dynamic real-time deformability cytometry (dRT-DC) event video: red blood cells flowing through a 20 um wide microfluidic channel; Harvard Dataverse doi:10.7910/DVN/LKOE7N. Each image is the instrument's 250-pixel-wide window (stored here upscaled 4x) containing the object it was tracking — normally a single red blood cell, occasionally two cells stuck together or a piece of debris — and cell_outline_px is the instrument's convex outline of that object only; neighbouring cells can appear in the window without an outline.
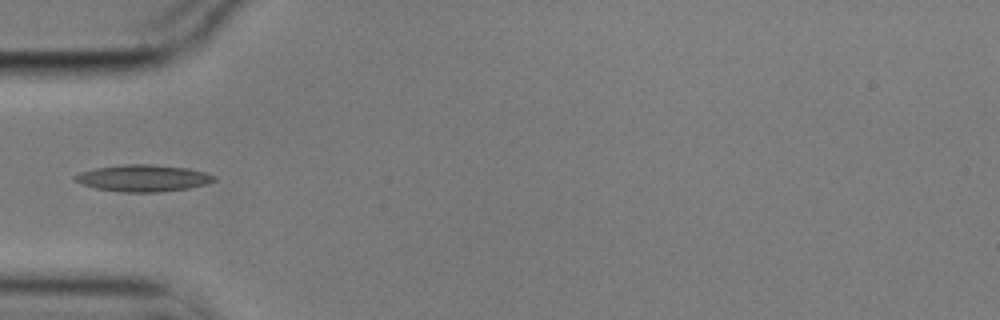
{"species": "common noctule bat (a hibernating species)", "species_latin": "Nyctalus noctula", "temperature_condition": "cold", "stored_images_in_passage": 6, "camera_frame_rate_fps": 3000, "um_per_image_px": 0.085, "animal": {"sex": "male", "body_mass_g": 17.9}, "frame": {"image": 1, "passage_image": 6, "time_ms": 1.667, "image_size_px": [1000, 320], "cell_outline_px": [[216, 180], [204, 184], [188, 188], [160, 192], [124, 192], [96, 188], [80, 184], [72, 180], [72, 176], [80, 172], [96, 168], [124, 164], [152, 164], [188, 168], [204, 172], [216, 176]], "centroid_in_image_um": [12.12, 15.14], "position_along_channel_um": 72.9, "area_um2": 21.73}}